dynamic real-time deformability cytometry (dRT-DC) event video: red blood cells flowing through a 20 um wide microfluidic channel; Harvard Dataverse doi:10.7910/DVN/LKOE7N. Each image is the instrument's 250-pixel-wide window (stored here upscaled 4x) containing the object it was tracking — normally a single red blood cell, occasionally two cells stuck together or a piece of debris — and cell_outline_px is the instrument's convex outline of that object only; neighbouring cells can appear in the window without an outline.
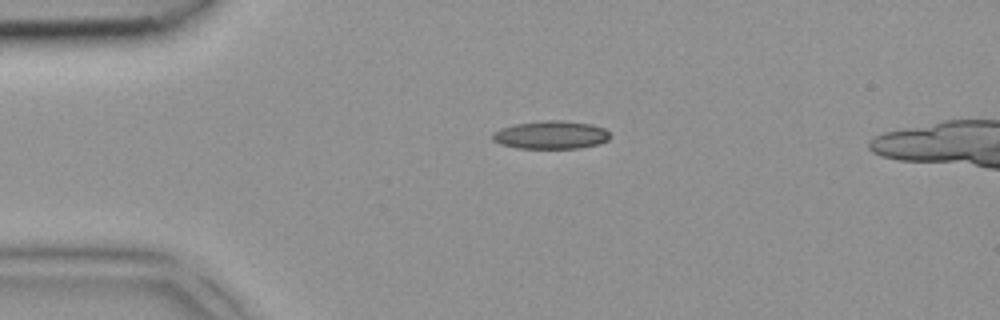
{"species": "common noctule bat (a hibernating species)", "species_latin": "Nyctalus noctula", "temperature_condition": "room temperature", "stored_images_in_passage": 2, "camera_frame_rate_fps": 3000, "um_per_image_px": 0.085, "animal": {"sex": "female", "body_mass_g": 18.4}, "frame": {"image": 1, "passage_image": 1, "time_ms": 0.0, "image_size_px": [1000, 320], "cell_outline_px": [[608, 140], [600, 144], [580, 148], [516, 148], [500, 144], [492, 140], [492, 132], [500, 128], [516, 124], [544, 120], [560, 120], [592, 124], [604, 128], [608, 132]], "centroid_in_image_um": [46.81, 11.47], "position_along_channel_um": 38.2, "area_um2": 19.31}}